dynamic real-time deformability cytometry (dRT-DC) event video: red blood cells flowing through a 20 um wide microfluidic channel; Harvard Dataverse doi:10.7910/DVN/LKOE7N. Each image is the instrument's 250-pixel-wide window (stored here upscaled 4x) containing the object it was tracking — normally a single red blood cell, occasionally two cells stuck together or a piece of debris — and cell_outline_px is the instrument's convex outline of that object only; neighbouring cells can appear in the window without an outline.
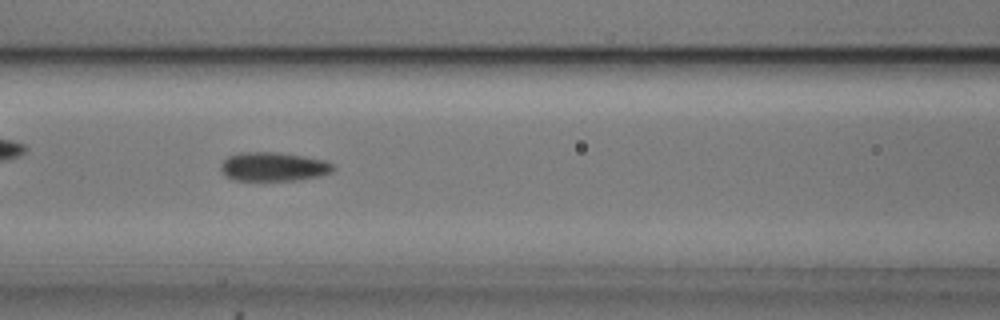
{"species": "common noctule bat (a hibernating species)", "species_latin": "Nyctalus noctula", "temperature_condition": "cold", "stored_images_in_passage": 39, "camera_frame_rate_fps": 3000, "um_per_image_px": 0.085, "animal": {"sex": "male", "body_mass_g": 20.5, "forearm_length_mm": 52.5}, "frame": {"image": 1, "passage_image": 8, "time_ms": 2.333, "image_size_px": [1000, 320], "cell_outline_px": [[336, 168], [332, 172], [320, 176], [292, 180], [236, 180], [228, 176], [220, 168], [220, 164], [228, 156], [240, 152], [280, 152], [304, 156], [324, 160], [332, 164]], "centroid_in_image_um": [23.26, 14.15], "position_along_channel_um": 143.3, "area_um2": 18.84}}
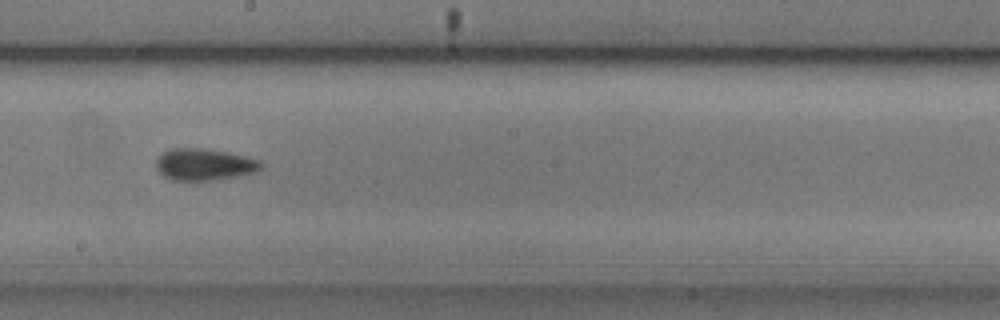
{"frame": {"image": 2, "passage_image": 15, "time_ms": 4.667, "image_size_px": [1000, 320], "cell_outline_px": [[264, 164], [256, 172], [196, 184], [172, 180], [164, 176], [156, 168], [156, 160], [164, 152], [172, 148], [200, 148], [224, 152], [244, 156], [260, 160]], "centroid_in_image_um": [17.34, 14.03], "position_along_channel_um": 230.9, "area_um2": 19.83}}
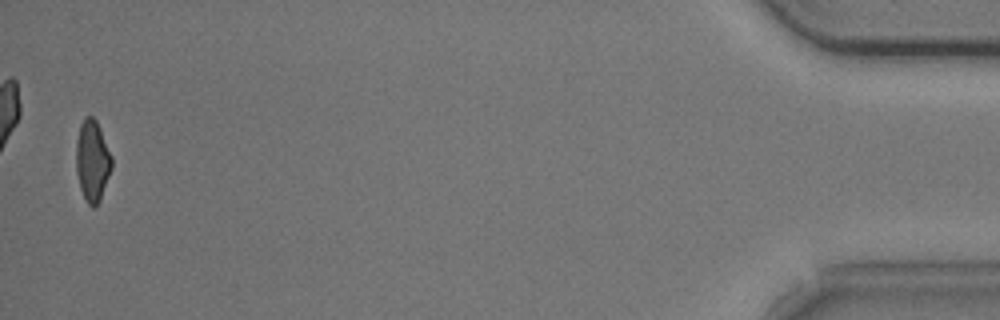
{"frame": {"image": 3, "passage_image": 38, "time_ms": 12.333, "image_size_px": [1000, 320], "cell_outline_px": [[112, 168], [100, 200], [92, 208], [88, 204], [80, 188], [76, 172], [76, 140], [80, 124], [84, 116], [92, 116], [96, 120], [100, 128], [112, 156]], "centroid_in_image_um": [7.84, 13.64], "position_along_channel_um": 427.4, "area_um2": 16.94}, "authors_computed_cell_mechanics": {"area_um2": 18.1492, "velocity_mm_per_s": 3.7506, "shape_relaxation_time_tau1_ms": 3.8686, "shape_relaxation_time_tau2_ms": 2.7524, "deformation_change_tau1": 0.1302, "deformation_change_tau2": 0.0986}}